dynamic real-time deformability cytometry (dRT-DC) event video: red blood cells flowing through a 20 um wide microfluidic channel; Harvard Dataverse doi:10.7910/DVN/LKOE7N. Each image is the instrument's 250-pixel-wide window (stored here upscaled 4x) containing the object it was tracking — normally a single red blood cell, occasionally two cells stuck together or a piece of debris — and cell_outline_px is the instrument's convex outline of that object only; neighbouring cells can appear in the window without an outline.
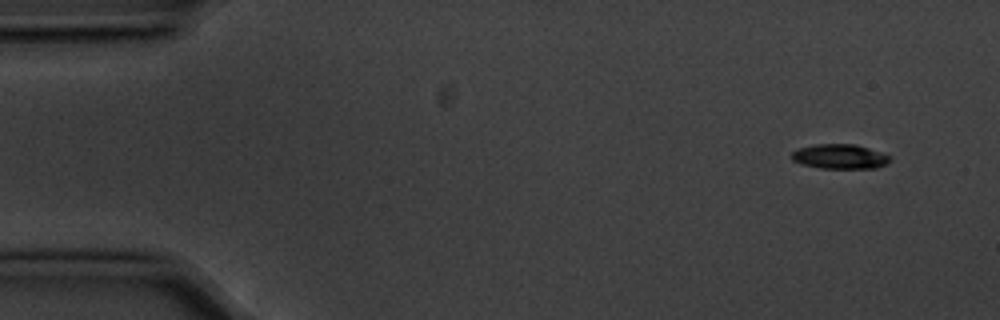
{"species": "common noctule bat (a hibernating species)", "species_latin": "Nyctalus noctula", "temperature_condition": "cold", "stored_images_in_passage": 5, "camera_frame_rate_fps": 3000, "um_per_image_px": 0.085, "animal": {"sex": "male", "body_mass_g": 20.1, "forearm_length_mm": 53.5}, "frame": {"image": 1, "passage_image": 1, "time_ms": 0.0, "image_size_px": [1000, 320], "cell_outline_px": [[892, 156], [884, 164], [876, 168], [820, 168], [800, 164], [792, 160], [792, 152], [800, 148], [816, 144], [856, 144]], "centroid_in_image_um": [71.36, 13.3], "position_along_channel_um": 13.6, "area_um2": 13.99}}
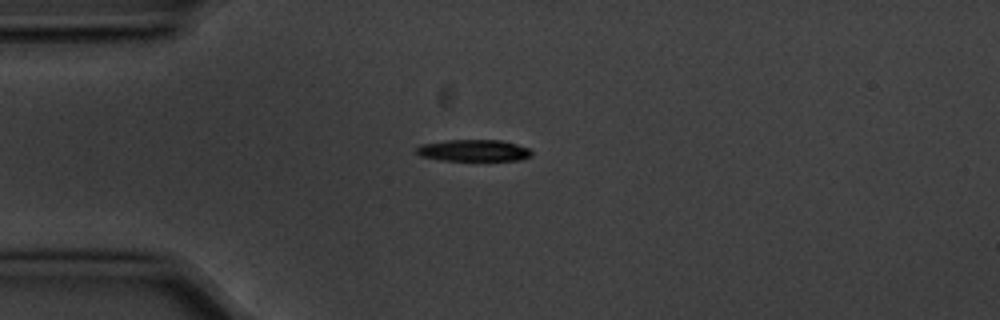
{"frame": {"image": 2, "passage_image": 4, "time_ms": 1.0, "image_size_px": [1000, 320], "cell_outline_px": [[532, 156], [520, 160], [440, 160], [420, 156], [416, 152], [416, 148], [420, 144], [448, 140], [500, 140], [516, 144], [528, 148], [532, 152]], "centroid_in_image_um": [40.24, 12.79], "position_along_channel_um": 44.8, "area_um2": 14.51}}
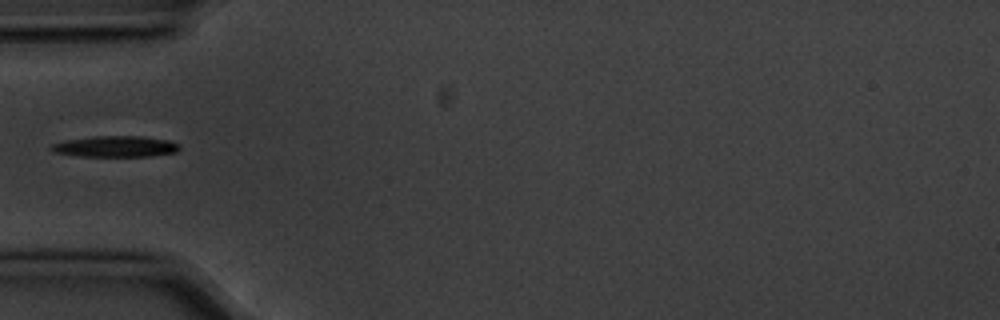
{"frame": {"image": 3, "passage_image": 5, "time_ms": 1.333, "image_size_px": [1000, 320], "cell_outline_px": [[180, 148], [176, 152], [148, 156], [80, 156], [56, 152], [48, 148], [52, 144], [64, 140], [92, 136], [140, 136], [168, 140], [180, 144]], "centroid_in_image_um": [9.81, 12.44], "position_along_channel_um": 75.2, "area_um2": 15.66}}